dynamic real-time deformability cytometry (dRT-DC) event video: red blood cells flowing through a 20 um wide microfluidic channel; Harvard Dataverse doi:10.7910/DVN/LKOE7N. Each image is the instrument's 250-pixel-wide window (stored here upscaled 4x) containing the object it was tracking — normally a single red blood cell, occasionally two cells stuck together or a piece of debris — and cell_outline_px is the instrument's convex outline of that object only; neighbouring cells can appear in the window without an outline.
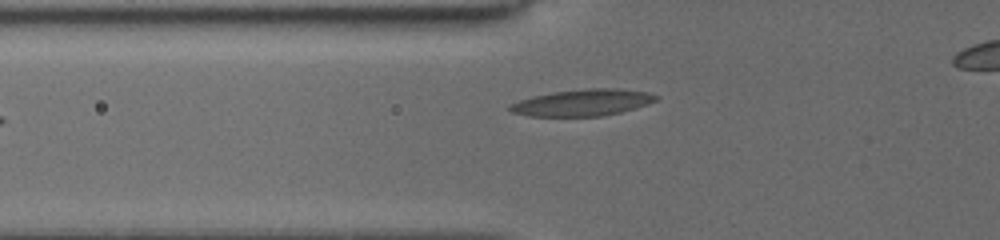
{"species": "common noctule bat (a hibernating species)", "species_latin": "Nyctalus noctula", "temperature_condition": "cold", "stored_images_in_passage": 51, "camera_frame_rate_fps": 3000, "um_per_image_px": 0.085, "animal": {"sex": "female", "body_mass_g": 19.5, "forearm_length_mm": 54.1}, "frame": {"image": 1, "passage_image": 2, "time_ms": 0.333, "image_size_px": [1000, 240], "cell_outline_px": [[660, 96], [656, 100], [648, 104], [636, 108], [620, 112], [600, 116], [528, 116], [512, 112], [508, 108], [508, 104], [532, 96], [552, 92], [588, 88], [616, 88], [648, 92]], "centroid_in_image_um": [49.52, 8.71], "position_along_channel_um": 76.3, "area_um2": 22.72}}
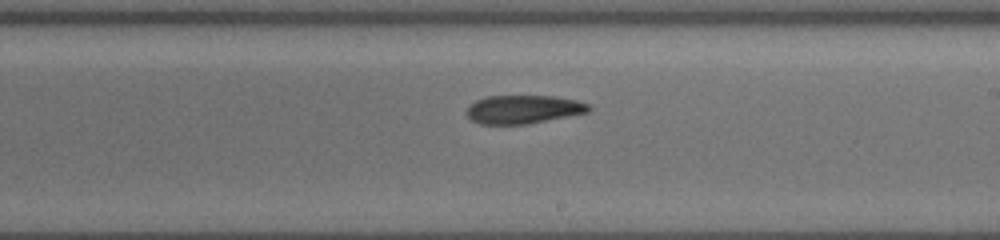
{"frame": {"image": 2, "passage_image": 19, "time_ms": 4.667, "image_size_px": [1000, 240], "cell_outline_px": [[592, 108], [588, 112], [528, 124], [480, 124], [472, 120], [464, 112], [476, 100], [484, 96], [552, 96], [576, 100], [592, 104]], "centroid_in_image_um": [44.5, 9.29], "position_along_channel_um": 244.5, "area_um2": 20.29}}
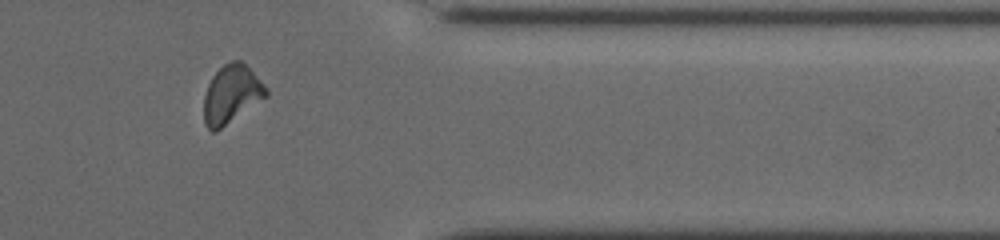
{"frame": {"image": 3, "passage_image": 41, "time_ms": 8.667, "image_size_px": [1000, 240], "cell_outline_px": [[268, 96], [216, 132], [212, 132], [204, 124], [204, 96], [208, 84], [212, 76], [224, 64], [232, 60], [240, 60], [268, 88]], "centroid_in_image_um": [19.67, 8.03], "position_along_channel_um": 391.7, "area_um2": 21.04}}